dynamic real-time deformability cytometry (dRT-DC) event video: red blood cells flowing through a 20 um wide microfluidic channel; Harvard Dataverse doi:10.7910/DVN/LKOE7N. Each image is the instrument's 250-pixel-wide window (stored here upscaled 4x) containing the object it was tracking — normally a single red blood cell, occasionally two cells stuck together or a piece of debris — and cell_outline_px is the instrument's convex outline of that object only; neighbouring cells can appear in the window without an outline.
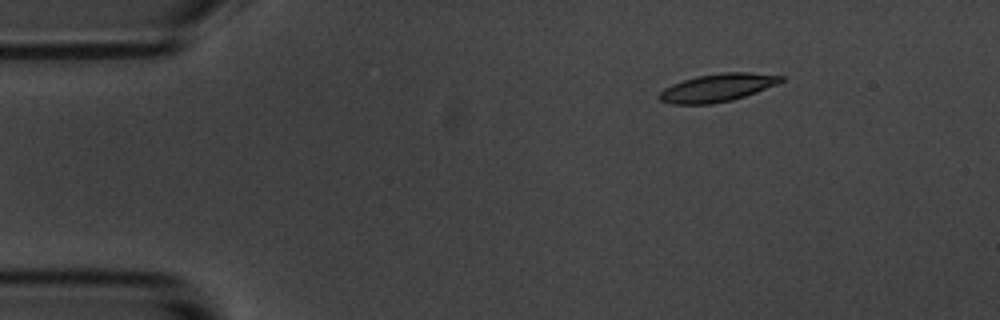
{"species": "common noctule bat (a hibernating species)", "species_latin": "Nyctalus noctula", "temperature_condition": "room temperature", "stored_images_in_passage": 6, "camera_frame_rate_fps": 3000, "um_per_image_px": 0.085, "animal": {"sex": "male", "body_mass_g": 20.1, "forearm_length_mm": 53.5}, "frame": {"image": 1, "passage_image": 3, "time_ms": 2.333, "image_size_px": [1000, 320], "cell_outline_px": [[784, 80], [776, 84], [756, 92], [732, 100], [712, 104], [672, 104], [660, 100], [656, 96], [664, 88], [672, 84], [696, 76], [724, 72], [752, 72], [784, 76]], "centroid_in_image_um": [60.96, 7.45], "position_along_channel_um": 24.0, "area_um2": 19.77}}
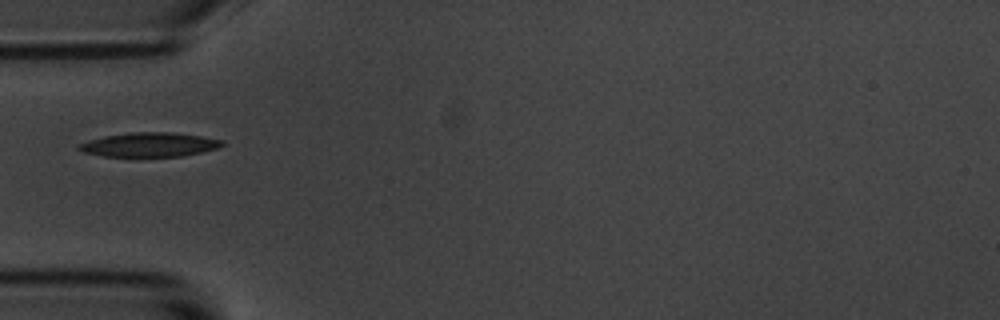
{"frame": {"image": 2, "passage_image": 6, "time_ms": 5.667, "image_size_px": [1000, 320], "cell_outline_px": [[224, 144], [220, 148], [184, 156], [104, 156], [84, 152], [76, 148], [76, 144], [104, 136], [132, 132], [172, 132], [200, 136], [224, 140]], "centroid_in_image_um": [12.72, 12.29], "position_along_channel_um": 72.3, "area_um2": 20.23}}